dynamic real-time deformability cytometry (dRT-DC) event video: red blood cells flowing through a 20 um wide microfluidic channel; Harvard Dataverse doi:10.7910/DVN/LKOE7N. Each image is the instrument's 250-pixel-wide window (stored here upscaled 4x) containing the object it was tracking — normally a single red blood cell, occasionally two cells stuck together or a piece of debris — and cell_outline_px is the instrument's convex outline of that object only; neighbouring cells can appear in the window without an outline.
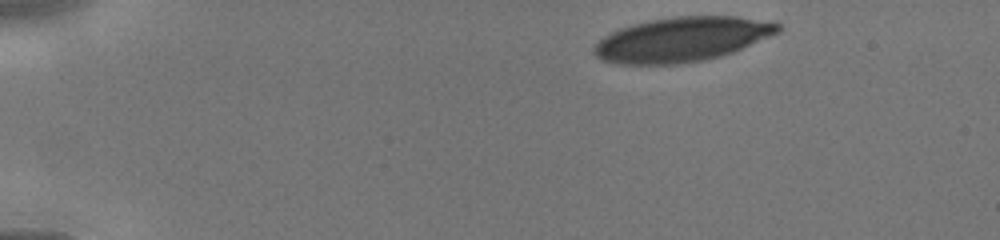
{"species": "human", "species_latin": "Homo sapiens", "temperature_condition": "cold", "stored_images_in_passage": 12, "camera_frame_rate_fps": 3000, "um_per_image_px": 0.085, "donor": {"sex": "male"}, "frame": {"image": 1, "passage_image": 1, "time_ms": 0.0, "image_size_px": [1000, 240], "cell_outline_px": [[784, 28], [780, 32], [732, 52], [720, 56], [704, 60], [680, 64], [620, 64], [600, 60], [592, 52], [592, 48], [604, 36], [620, 28], [632, 24], [648, 20], [676, 16], [736, 16], [776, 20]], "centroid_in_image_um": [58.01, 3.33], "position_along_channel_um": 27.0, "area_um2": 48.21}}
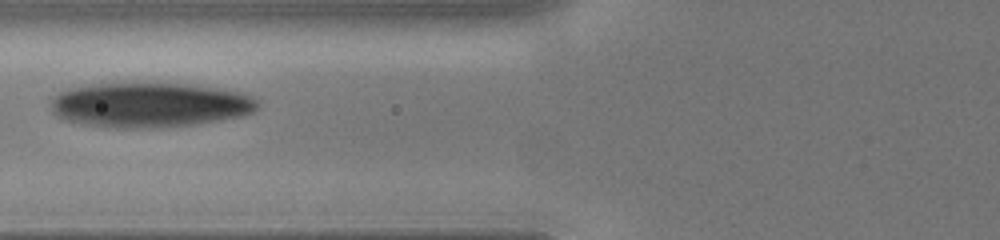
{"frame": {"image": 2, "passage_image": 9, "time_ms": 4.0, "image_size_px": [1000, 240], "cell_outline_px": [[260, 104], [252, 112], [244, 116], [196, 124], [160, 128], [116, 128], [84, 124], [64, 120], [56, 116], [52, 112], [48, 104], [52, 96], [68, 88], [88, 84], [136, 80], [188, 84], [216, 88], [240, 92], [252, 96], [260, 100]], "centroid_in_image_um": [12.67, 8.88], "position_along_channel_um": 113.1, "area_um2": 55.89}}
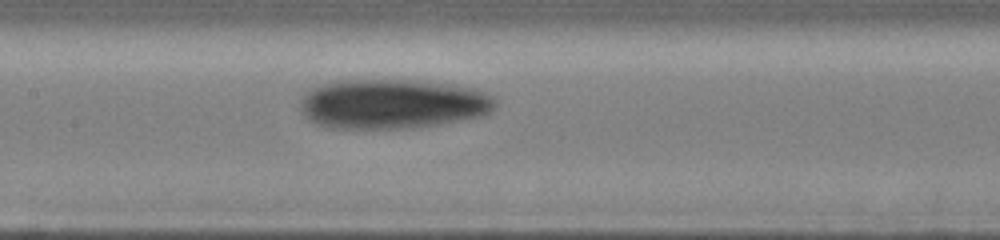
{"frame": {"image": 3, "passage_image": 12, "time_ms": 5.333, "image_size_px": [1000, 240], "cell_outline_px": [[496, 104], [492, 112], [484, 116], [412, 128], [328, 128], [316, 124], [308, 120], [300, 112], [300, 100], [312, 88], [320, 84], [332, 80], [412, 80], [456, 84], [488, 92], [496, 100]], "centroid_in_image_um": [33.36, 8.82], "position_along_channel_um": 174.0, "area_um2": 57.11}}